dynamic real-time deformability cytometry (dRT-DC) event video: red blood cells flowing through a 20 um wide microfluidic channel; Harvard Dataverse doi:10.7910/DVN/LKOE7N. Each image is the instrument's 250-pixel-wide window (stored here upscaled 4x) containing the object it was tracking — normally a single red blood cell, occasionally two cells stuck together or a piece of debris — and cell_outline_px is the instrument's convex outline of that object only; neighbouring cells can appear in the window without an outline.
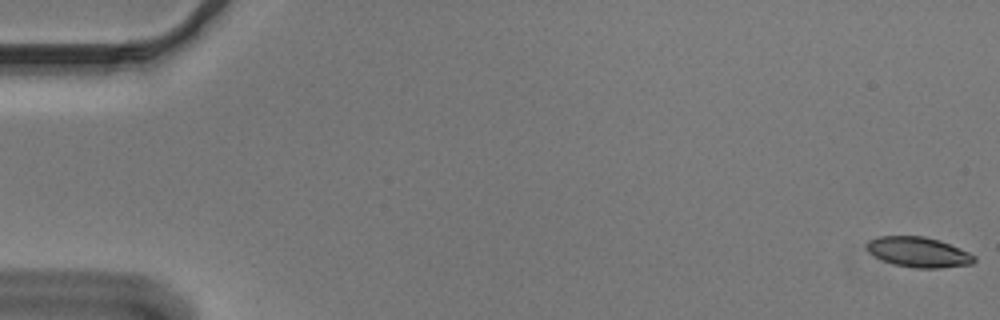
{"species": "Egyptian fruit bat (a non-hibernating species)", "species_latin": "Rousettus aegyptiacus", "temperature_condition": "cold", "stored_images_in_passage": 46, "camera_frame_rate_fps": 3000, "um_per_image_px": 0.085, "animal": {"sex": "male"}, "frame": {"image": 1, "passage_image": 1, "time_ms": 0.0, "image_size_px": [1000, 320], "cell_outline_px": [[976, 260], [972, 264], [940, 268], [916, 268], [896, 264], [884, 260], [868, 252], [868, 240], [880, 236], [924, 236], [940, 240], [960, 248], [976, 256]], "centroid_in_image_um": [78.12, 21.42], "position_along_channel_um": 6.9, "area_um2": 18.73}}
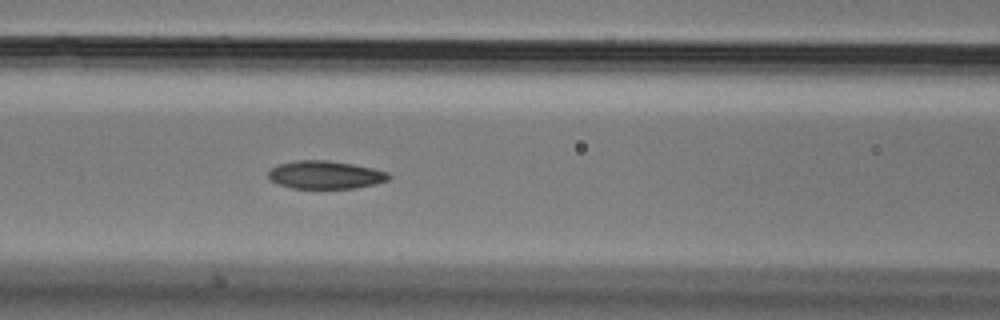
{"frame": {"image": 2, "passage_image": 24, "time_ms": 7.667, "image_size_px": [1000, 320], "cell_outline_px": [[392, 176], [388, 180], [376, 184], [356, 188], [292, 188], [276, 184], [268, 176], [268, 172], [272, 168], [280, 164], [296, 160], [328, 160], [352, 164], [372, 168], [388, 172]], "centroid_in_image_um": [27.67, 14.86], "position_along_channel_um": 138.9, "area_um2": 19.65}}
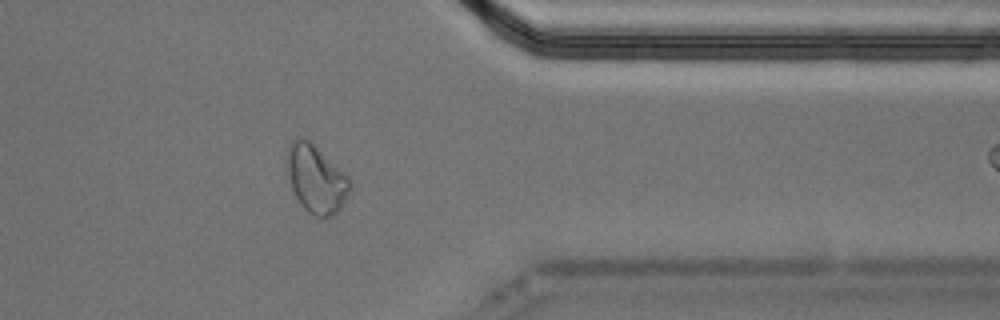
{"frame": {"image": 3, "passage_image": 45, "time_ms": 14.667, "image_size_px": [1000, 320], "cell_outline_px": [[352, 188], [340, 212], [336, 216], [324, 220], [320, 220], [308, 212], [300, 204], [292, 188], [284, 164], [284, 156], [288, 144], [296, 136], [304, 136], [344, 172], [352, 180]], "centroid_in_image_um": [26.86, 15.24], "position_along_channel_um": 384.5, "area_um2": 26.07}}